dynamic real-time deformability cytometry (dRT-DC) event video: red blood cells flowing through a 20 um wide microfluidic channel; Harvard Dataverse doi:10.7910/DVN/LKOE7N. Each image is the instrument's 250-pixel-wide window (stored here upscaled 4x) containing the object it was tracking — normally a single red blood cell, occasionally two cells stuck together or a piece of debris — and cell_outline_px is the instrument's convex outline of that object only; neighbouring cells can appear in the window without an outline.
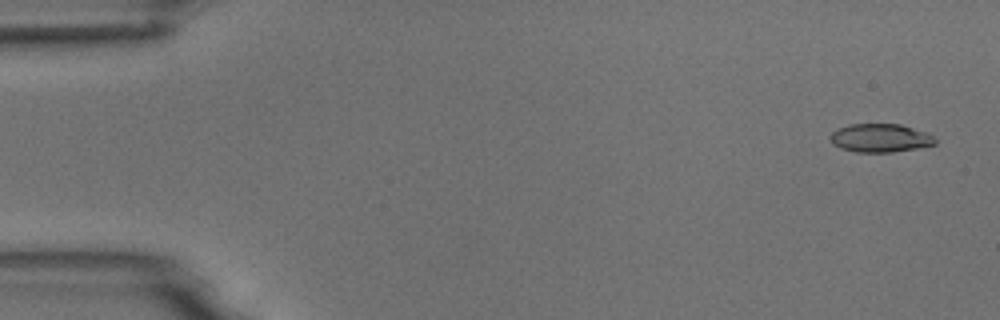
{"species": "common noctule bat (a hibernating species)", "species_latin": "Nyctalus noctula", "temperature_condition": "room temperature", "stored_images_in_passage": 4, "camera_frame_rate_fps": 3000, "um_per_image_px": 0.085, "animal": {"sex": "male", "body_mass_g": 18.8}, "frame": {"image": 1, "passage_image": 1, "time_ms": 0.0, "image_size_px": [1000, 320], "cell_outline_px": [[936, 144], [916, 148], [892, 152], [856, 152], [840, 148], [832, 144], [828, 136], [836, 128], [848, 124], [900, 124], [924, 132], [932, 136], [936, 140]], "centroid_in_image_um": [74.74, 11.73], "position_along_channel_um": 10.3, "area_um2": 17.4}}
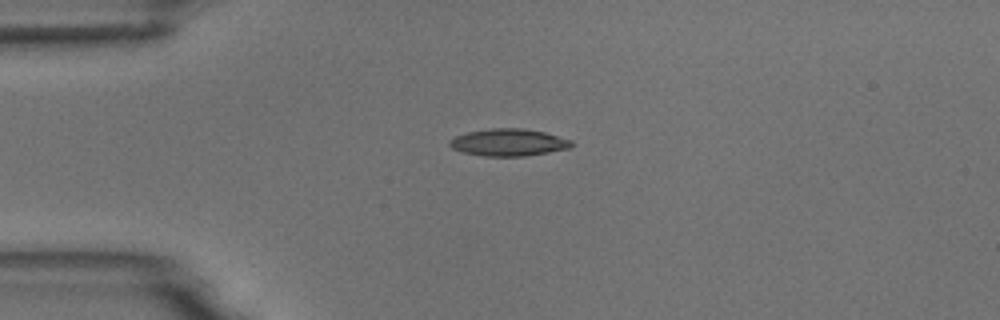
{"frame": {"image": 2, "passage_image": 4, "time_ms": 3.667, "image_size_px": [1000, 320], "cell_outline_px": [[572, 148], [524, 156], [484, 156], [464, 152], [452, 148], [448, 144], [448, 140], [456, 136], [468, 132], [492, 128], [524, 128], [544, 132], [572, 140]], "centroid_in_image_um": [43.23, 12.1], "position_along_channel_um": 41.8, "area_um2": 19.25}}